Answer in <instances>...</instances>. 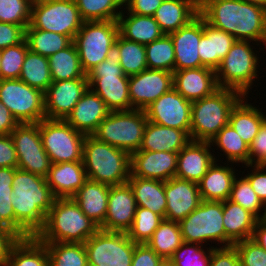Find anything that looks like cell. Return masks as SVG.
Segmentation results:
<instances>
[{
	"mask_svg": "<svg viewBox=\"0 0 266 266\" xmlns=\"http://www.w3.org/2000/svg\"><path fill=\"white\" fill-rule=\"evenodd\" d=\"M15 228L24 236H36L44 227L55 197L45 177L17 168L12 184Z\"/></svg>",
	"mask_w": 266,
	"mask_h": 266,
	"instance_id": "cell-1",
	"label": "cell"
},
{
	"mask_svg": "<svg viewBox=\"0 0 266 266\" xmlns=\"http://www.w3.org/2000/svg\"><path fill=\"white\" fill-rule=\"evenodd\" d=\"M199 14L236 40L260 44L266 34V9L242 0H199Z\"/></svg>",
	"mask_w": 266,
	"mask_h": 266,
	"instance_id": "cell-2",
	"label": "cell"
},
{
	"mask_svg": "<svg viewBox=\"0 0 266 266\" xmlns=\"http://www.w3.org/2000/svg\"><path fill=\"white\" fill-rule=\"evenodd\" d=\"M100 227L89 219L73 198H55L44 227L36 235L42 243H83Z\"/></svg>",
	"mask_w": 266,
	"mask_h": 266,
	"instance_id": "cell-3",
	"label": "cell"
},
{
	"mask_svg": "<svg viewBox=\"0 0 266 266\" xmlns=\"http://www.w3.org/2000/svg\"><path fill=\"white\" fill-rule=\"evenodd\" d=\"M83 163L87 179L109 186L124 184L131 175V155L93 135L84 139Z\"/></svg>",
	"mask_w": 266,
	"mask_h": 266,
	"instance_id": "cell-4",
	"label": "cell"
},
{
	"mask_svg": "<svg viewBox=\"0 0 266 266\" xmlns=\"http://www.w3.org/2000/svg\"><path fill=\"white\" fill-rule=\"evenodd\" d=\"M243 97L235 90L219 88L212 95L192 102L191 140L210 142L229 124L232 109Z\"/></svg>",
	"mask_w": 266,
	"mask_h": 266,
	"instance_id": "cell-5",
	"label": "cell"
},
{
	"mask_svg": "<svg viewBox=\"0 0 266 266\" xmlns=\"http://www.w3.org/2000/svg\"><path fill=\"white\" fill-rule=\"evenodd\" d=\"M119 34L104 61L87 73L89 88L103 99L110 111H129V76L120 66Z\"/></svg>",
	"mask_w": 266,
	"mask_h": 266,
	"instance_id": "cell-6",
	"label": "cell"
},
{
	"mask_svg": "<svg viewBox=\"0 0 266 266\" xmlns=\"http://www.w3.org/2000/svg\"><path fill=\"white\" fill-rule=\"evenodd\" d=\"M253 44L259 46L258 43L247 40H236L233 43L215 71L219 88L232 89L248 97L255 79L259 78L258 70H261L260 55H257L261 52L253 50L256 49Z\"/></svg>",
	"mask_w": 266,
	"mask_h": 266,
	"instance_id": "cell-7",
	"label": "cell"
},
{
	"mask_svg": "<svg viewBox=\"0 0 266 266\" xmlns=\"http://www.w3.org/2000/svg\"><path fill=\"white\" fill-rule=\"evenodd\" d=\"M147 122L145 110L110 111L93 136L131 155L142 145Z\"/></svg>",
	"mask_w": 266,
	"mask_h": 266,
	"instance_id": "cell-8",
	"label": "cell"
},
{
	"mask_svg": "<svg viewBox=\"0 0 266 266\" xmlns=\"http://www.w3.org/2000/svg\"><path fill=\"white\" fill-rule=\"evenodd\" d=\"M178 223L183 242L202 245L217 242L219 247H225L223 201L202 200L194 211Z\"/></svg>",
	"mask_w": 266,
	"mask_h": 266,
	"instance_id": "cell-9",
	"label": "cell"
},
{
	"mask_svg": "<svg viewBox=\"0 0 266 266\" xmlns=\"http://www.w3.org/2000/svg\"><path fill=\"white\" fill-rule=\"evenodd\" d=\"M119 34L117 20L84 21L73 40L82 70L87 74L104 61Z\"/></svg>",
	"mask_w": 266,
	"mask_h": 266,
	"instance_id": "cell-10",
	"label": "cell"
},
{
	"mask_svg": "<svg viewBox=\"0 0 266 266\" xmlns=\"http://www.w3.org/2000/svg\"><path fill=\"white\" fill-rule=\"evenodd\" d=\"M42 145L52 163L83 162L86 135L63 119H42L39 122Z\"/></svg>",
	"mask_w": 266,
	"mask_h": 266,
	"instance_id": "cell-11",
	"label": "cell"
},
{
	"mask_svg": "<svg viewBox=\"0 0 266 266\" xmlns=\"http://www.w3.org/2000/svg\"><path fill=\"white\" fill-rule=\"evenodd\" d=\"M0 101L19 124L46 118L44 93L20 79H0Z\"/></svg>",
	"mask_w": 266,
	"mask_h": 266,
	"instance_id": "cell-12",
	"label": "cell"
},
{
	"mask_svg": "<svg viewBox=\"0 0 266 266\" xmlns=\"http://www.w3.org/2000/svg\"><path fill=\"white\" fill-rule=\"evenodd\" d=\"M83 22L74 0H50L31 7L27 28L59 33L74 40Z\"/></svg>",
	"mask_w": 266,
	"mask_h": 266,
	"instance_id": "cell-13",
	"label": "cell"
},
{
	"mask_svg": "<svg viewBox=\"0 0 266 266\" xmlns=\"http://www.w3.org/2000/svg\"><path fill=\"white\" fill-rule=\"evenodd\" d=\"M135 245L127 233L99 229L84 242L88 266H131Z\"/></svg>",
	"mask_w": 266,
	"mask_h": 266,
	"instance_id": "cell-14",
	"label": "cell"
},
{
	"mask_svg": "<svg viewBox=\"0 0 266 266\" xmlns=\"http://www.w3.org/2000/svg\"><path fill=\"white\" fill-rule=\"evenodd\" d=\"M10 136L18 159L17 168L46 178L52 162L42 145L39 123L19 124Z\"/></svg>",
	"mask_w": 266,
	"mask_h": 266,
	"instance_id": "cell-15",
	"label": "cell"
},
{
	"mask_svg": "<svg viewBox=\"0 0 266 266\" xmlns=\"http://www.w3.org/2000/svg\"><path fill=\"white\" fill-rule=\"evenodd\" d=\"M192 102L174 87L145 109L147 120L155 124L185 130L190 135Z\"/></svg>",
	"mask_w": 266,
	"mask_h": 266,
	"instance_id": "cell-16",
	"label": "cell"
},
{
	"mask_svg": "<svg viewBox=\"0 0 266 266\" xmlns=\"http://www.w3.org/2000/svg\"><path fill=\"white\" fill-rule=\"evenodd\" d=\"M173 88V73L165 70L145 69L129 76L131 110H145L161 95Z\"/></svg>",
	"mask_w": 266,
	"mask_h": 266,
	"instance_id": "cell-17",
	"label": "cell"
},
{
	"mask_svg": "<svg viewBox=\"0 0 266 266\" xmlns=\"http://www.w3.org/2000/svg\"><path fill=\"white\" fill-rule=\"evenodd\" d=\"M89 88L82 78L53 81L44 93L46 119H65Z\"/></svg>",
	"mask_w": 266,
	"mask_h": 266,
	"instance_id": "cell-18",
	"label": "cell"
},
{
	"mask_svg": "<svg viewBox=\"0 0 266 266\" xmlns=\"http://www.w3.org/2000/svg\"><path fill=\"white\" fill-rule=\"evenodd\" d=\"M136 201L128 182L110 186L107 213L101 230L127 233L132 227Z\"/></svg>",
	"mask_w": 266,
	"mask_h": 266,
	"instance_id": "cell-19",
	"label": "cell"
},
{
	"mask_svg": "<svg viewBox=\"0 0 266 266\" xmlns=\"http://www.w3.org/2000/svg\"><path fill=\"white\" fill-rule=\"evenodd\" d=\"M203 35V17L198 14L187 25L170 33L175 51L174 71L203 67L198 44Z\"/></svg>",
	"mask_w": 266,
	"mask_h": 266,
	"instance_id": "cell-20",
	"label": "cell"
},
{
	"mask_svg": "<svg viewBox=\"0 0 266 266\" xmlns=\"http://www.w3.org/2000/svg\"><path fill=\"white\" fill-rule=\"evenodd\" d=\"M178 153L136 151L131 154V175L143 179L167 181L176 177Z\"/></svg>",
	"mask_w": 266,
	"mask_h": 266,
	"instance_id": "cell-21",
	"label": "cell"
},
{
	"mask_svg": "<svg viewBox=\"0 0 266 266\" xmlns=\"http://www.w3.org/2000/svg\"><path fill=\"white\" fill-rule=\"evenodd\" d=\"M166 215L165 219L181 221L202 202L198 183L171 178L165 181Z\"/></svg>",
	"mask_w": 266,
	"mask_h": 266,
	"instance_id": "cell-22",
	"label": "cell"
},
{
	"mask_svg": "<svg viewBox=\"0 0 266 266\" xmlns=\"http://www.w3.org/2000/svg\"><path fill=\"white\" fill-rule=\"evenodd\" d=\"M213 149L210 142L191 140L178 153L176 178L198 183L215 160L219 162Z\"/></svg>",
	"mask_w": 266,
	"mask_h": 266,
	"instance_id": "cell-23",
	"label": "cell"
},
{
	"mask_svg": "<svg viewBox=\"0 0 266 266\" xmlns=\"http://www.w3.org/2000/svg\"><path fill=\"white\" fill-rule=\"evenodd\" d=\"M109 113L103 99L88 88L64 120L80 133L93 135Z\"/></svg>",
	"mask_w": 266,
	"mask_h": 266,
	"instance_id": "cell-24",
	"label": "cell"
},
{
	"mask_svg": "<svg viewBox=\"0 0 266 266\" xmlns=\"http://www.w3.org/2000/svg\"><path fill=\"white\" fill-rule=\"evenodd\" d=\"M173 87L190 102L210 96L219 89L215 71L207 67L174 71Z\"/></svg>",
	"mask_w": 266,
	"mask_h": 266,
	"instance_id": "cell-25",
	"label": "cell"
},
{
	"mask_svg": "<svg viewBox=\"0 0 266 266\" xmlns=\"http://www.w3.org/2000/svg\"><path fill=\"white\" fill-rule=\"evenodd\" d=\"M46 180L55 198H72L87 180L84 163H52Z\"/></svg>",
	"mask_w": 266,
	"mask_h": 266,
	"instance_id": "cell-26",
	"label": "cell"
},
{
	"mask_svg": "<svg viewBox=\"0 0 266 266\" xmlns=\"http://www.w3.org/2000/svg\"><path fill=\"white\" fill-rule=\"evenodd\" d=\"M222 163L224 164L217 163L215 160L206 174L198 182L199 193L202 200L226 201L229 199L232 184L237 176L236 174H238V170L235 169L234 163Z\"/></svg>",
	"mask_w": 266,
	"mask_h": 266,
	"instance_id": "cell-27",
	"label": "cell"
},
{
	"mask_svg": "<svg viewBox=\"0 0 266 266\" xmlns=\"http://www.w3.org/2000/svg\"><path fill=\"white\" fill-rule=\"evenodd\" d=\"M235 41L231 34L211 26L203 18V35L198 44L201 65L216 71Z\"/></svg>",
	"mask_w": 266,
	"mask_h": 266,
	"instance_id": "cell-28",
	"label": "cell"
},
{
	"mask_svg": "<svg viewBox=\"0 0 266 266\" xmlns=\"http://www.w3.org/2000/svg\"><path fill=\"white\" fill-rule=\"evenodd\" d=\"M191 141L185 130L171 128L148 121L142 145L138 151L179 153Z\"/></svg>",
	"mask_w": 266,
	"mask_h": 266,
	"instance_id": "cell-29",
	"label": "cell"
},
{
	"mask_svg": "<svg viewBox=\"0 0 266 266\" xmlns=\"http://www.w3.org/2000/svg\"><path fill=\"white\" fill-rule=\"evenodd\" d=\"M199 14V0H164L154 19L165 34L177 31Z\"/></svg>",
	"mask_w": 266,
	"mask_h": 266,
	"instance_id": "cell-30",
	"label": "cell"
},
{
	"mask_svg": "<svg viewBox=\"0 0 266 266\" xmlns=\"http://www.w3.org/2000/svg\"><path fill=\"white\" fill-rule=\"evenodd\" d=\"M110 186L87 179L72 197L81 211L99 227L107 213Z\"/></svg>",
	"mask_w": 266,
	"mask_h": 266,
	"instance_id": "cell-31",
	"label": "cell"
},
{
	"mask_svg": "<svg viewBox=\"0 0 266 266\" xmlns=\"http://www.w3.org/2000/svg\"><path fill=\"white\" fill-rule=\"evenodd\" d=\"M257 218L242 206L223 201V225L225 228V247L252 237Z\"/></svg>",
	"mask_w": 266,
	"mask_h": 266,
	"instance_id": "cell-32",
	"label": "cell"
},
{
	"mask_svg": "<svg viewBox=\"0 0 266 266\" xmlns=\"http://www.w3.org/2000/svg\"><path fill=\"white\" fill-rule=\"evenodd\" d=\"M117 22L122 37L142 45L158 40L165 34L153 16L133 14L122 9Z\"/></svg>",
	"mask_w": 266,
	"mask_h": 266,
	"instance_id": "cell-33",
	"label": "cell"
},
{
	"mask_svg": "<svg viewBox=\"0 0 266 266\" xmlns=\"http://www.w3.org/2000/svg\"><path fill=\"white\" fill-rule=\"evenodd\" d=\"M265 121V113L255 105L249 104L247 96H244L234 106L229 117V124L248 146L259 133Z\"/></svg>",
	"mask_w": 266,
	"mask_h": 266,
	"instance_id": "cell-34",
	"label": "cell"
},
{
	"mask_svg": "<svg viewBox=\"0 0 266 266\" xmlns=\"http://www.w3.org/2000/svg\"><path fill=\"white\" fill-rule=\"evenodd\" d=\"M127 182L133 190L138 207L149 209L165 218L167 207L165 181L130 177Z\"/></svg>",
	"mask_w": 266,
	"mask_h": 266,
	"instance_id": "cell-35",
	"label": "cell"
},
{
	"mask_svg": "<svg viewBox=\"0 0 266 266\" xmlns=\"http://www.w3.org/2000/svg\"><path fill=\"white\" fill-rule=\"evenodd\" d=\"M7 266H49L48 250L36 236L25 237L13 246Z\"/></svg>",
	"mask_w": 266,
	"mask_h": 266,
	"instance_id": "cell-36",
	"label": "cell"
},
{
	"mask_svg": "<svg viewBox=\"0 0 266 266\" xmlns=\"http://www.w3.org/2000/svg\"><path fill=\"white\" fill-rule=\"evenodd\" d=\"M52 81L82 78V70L77 48L72 42L68 47L48 57Z\"/></svg>",
	"mask_w": 266,
	"mask_h": 266,
	"instance_id": "cell-37",
	"label": "cell"
},
{
	"mask_svg": "<svg viewBox=\"0 0 266 266\" xmlns=\"http://www.w3.org/2000/svg\"><path fill=\"white\" fill-rule=\"evenodd\" d=\"M212 147H217L216 150L223 152L220 156H226V161L235 163L238 166L239 163L244 165L249 164V146L240 138L234 128L227 124L223 127L217 135L210 141ZM215 145V146H214Z\"/></svg>",
	"mask_w": 266,
	"mask_h": 266,
	"instance_id": "cell-38",
	"label": "cell"
},
{
	"mask_svg": "<svg viewBox=\"0 0 266 266\" xmlns=\"http://www.w3.org/2000/svg\"><path fill=\"white\" fill-rule=\"evenodd\" d=\"M182 243L179 223L164 218L146 244L161 258L170 259Z\"/></svg>",
	"mask_w": 266,
	"mask_h": 266,
	"instance_id": "cell-39",
	"label": "cell"
},
{
	"mask_svg": "<svg viewBox=\"0 0 266 266\" xmlns=\"http://www.w3.org/2000/svg\"><path fill=\"white\" fill-rule=\"evenodd\" d=\"M19 79L45 93L53 82L48 57L28 50L24 58Z\"/></svg>",
	"mask_w": 266,
	"mask_h": 266,
	"instance_id": "cell-40",
	"label": "cell"
},
{
	"mask_svg": "<svg viewBox=\"0 0 266 266\" xmlns=\"http://www.w3.org/2000/svg\"><path fill=\"white\" fill-rule=\"evenodd\" d=\"M25 39L31 52L45 57L65 49L73 42L69 36L35 28L25 29Z\"/></svg>",
	"mask_w": 266,
	"mask_h": 266,
	"instance_id": "cell-41",
	"label": "cell"
},
{
	"mask_svg": "<svg viewBox=\"0 0 266 266\" xmlns=\"http://www.w3.org/2000/svg\"><path fill=\"white\" fill-rule=\"evenodd\" d=\"M49 256V266H88L83 243H44Z\"/></svg>",
	"mask_w": 266,
	"mask_h": 266,
	"instance_id": "cell-42",
	"label": "cell"
},
{
	"mask_svg": "<svg viewBox=\"0 0 266 266\" xmlns=\"http://www.w3.org/2000/svg\"><path fill=\"white\" fill-rule=\"evenodd\" d=\"M83 21L117 20L124 0H74ZM119 9V10H118Z\"/></svg>",
	"mask_w": 266,
	"mask_h": 266,
	"instance_id": "cell-43",
	"label": "cell"
},
{
	"mask_svg": "<svg viewBox=\"0 0 266 266\" xmlns=\"http://www.w3.org/2000/svg\"><path fill=\"white\" fill-rule=\"evenodd\" d=\"M17 168H0V227L14 232L20 239L25 238L15 228V212L12 206V184Z\"/></svg>",
	"mask_w": 266,
	"mask_h": 266,
	"instance_id": "cell-44",
	"label": "cell"
},
{
	"mask_svg": "<svg viewBox=\"0 0 266 266\" xmlns=\"http://www.w3.org/2000/svg\"><path fill=\"white\" fill-rule=\"evenodd\" d=\"M145 49L148 69L174 72L175 51L170 34H164L158 40L145 45Z\"/></svg>",
	"mask_w": 266,
	"mask_h": 266,
	"instance_id": "cell-45",
	"label": "cell"
},
{
	"mask_svg": "<svg viewBox=\"0 0 266 266\" xmlns=\"http://www.w3.org/2000/svg\"><path fill=\"white\" fill-rule=\"evenodd\" d=\"M239 176L241 175L237 174L233 181L228 200L242 206L245 210L251 212L258 220L265 219L266 206L257 197L249 180L245 176H241V178Z\"/></svg>",
	"mask_w": 266,
	"mask_h": 266,
	"instance_id": "cell-46",
	"label": "cell"
},
{
	"mask_svg": "<svg viewBox=\"0 0 266 266\" xmlns=\"http://www.w3.org/2000/svg\"><path fill=\"white\" fill-rule=\"evenodd\" d=\"M120 66L126 76L147 69L145 45L130 41L119 34Z\"/></svg>",
	"mask_w": 266,
	"mask_h": 266,
	"instance_id": "cell-47",
	"label": "cell"
},
{
	"mask_svg": "<svg viewBox=\"0 0 266 266\" xmlns=\"http://www.w3.org/2000/svg\"><path fill=\"white\" fill-rule=\"evenodd\" d=\"M162 220L160 215L137 206L132 227L127 234L136 244L147 243Z\"/></svg>",
	"mask_w": 266,
	"mask_h": 266,
	"instance_id": "cell-48",
	"label": "cell"
},
{
	"mask_svg": "<svg viewBox=\"0 0 266 266\" xmlns=\"http://www.w3.org/2000/svg\"><path fill=\"white\" fill-rule=\"evenodd\" d=\"M28 50L26 39L17 45L1 50L0 79H19Z\"/></svg>",
	"mask_w": 266,
	"mask_h": 266,
	"instance_id": "cell-49",
	"label": "cell"
},
{
	"mask_svg": "<svg viewBox=\"0 0 266 266\" xmlns=\"http://www.w3.org/2000/svg\"><path fill=\"white\" fill-rule=\"evenodd\" d=\"M204 246L199 243L183 242L170 259L175 266H210L211 249L214 246L209 245V248Z\"/></svg>",
	"mask_w": 266,
	"mask_h": 266,
	"instance_id": "cell-50",
	"label": "cell"
},
{
	"mask_svg": "<svg viewBox=\"0 0 266 266\" xmlns=\"http://www.w3.org/2000/svg\"><path fill=\"white\" fill-rule=\"evenodd\" d=\"M31 7L28 0H0V22L26 29L30 24Z\"/></svg>",
	"mask_w": 266,
	"mask_h": 266,
	"instance_id": "cell-51",
	"label": "cell"
},
{
	"mask_svg": "<svg viewBox=\"0 0 266 266\" xmlns=\"http://www.w3.org/2000/svg\"><path fill=\"white\" fill-rule=\"evenodd\" d=\"M233 245L239 254L241 266H266V250L251 238Z\"/></svg>",
	"mask_w": 266,
	"mask_h": 266,
	"instance_id": "cell-52",
	"label": "cell"
},
{
	"mask_svg": "<svg viewBox=\"0 0 266 266\" xmlns=\"http://www.w3.org/2000/svg\"><path fill=\"white\" fill-rule=\"evenodd\" d=\"M249 164L266 167V121L249 145Z\"/></svg>",
	"mask_w": 266,
	"mask_h": 266,
	"instance_id": "cell-53",
	"label": "cell"
},
{
	"mask_svg": "<svg viewBox=\"0 0 266 266\" xmlns=\"http://www.w3.org/2000/svg\"><path fill=\"white\" fill-rule=\"evenodd\" d=\"M210 266H241L239 254L234 245L211 249Z\"/></svg>",
	"mask_w": 266,
	"mask_h": 266,
	"instance_id": "cell-54",
	"label": "cell"
},
{
	"mask_svg": "<svg viewBox=\"0 0 266 266\" xmlns=\"http://www.w3.org/2000/svg\"><path fill=\"white\" fill-rule=\"evenodd\" d=\"M253 167L245 177L249 180L251 187L257 194V197L266 206V167L256 164H247L245 168Z\"/></svg>",
	"mask_w": 266,
	"mask_h": 266,
	"instance_id": "cell-55",
	"label": "cell"
},
{
	"mask_svg": "<svg viewBox=\"0 0 266 266\" xmlns=\"http://www.w3.org/2000/svg\"><path fill=\"white\" fill-rule=\"evenodd\" d=\"M25 39V29L12 23L0 22V50L21 43Z\"/></svg>",
	"mask_w": 266,
	"mask_h": 266,
	"instance_id": "cell-56",
	"label": "cell"
},
{
	"mask_svg": "<svg viewBox=\"0 0 266 266\" xmlns=\"http://www.w3.org/2000/svg\"><path fill=\"white\" fill-rule=\"evenodd\" d=\"M161 259L146 243L136 244L131 266H157Z\"/></svg>",
	"mask_w": 266,
	"mask_h": 266,
	"instance_id": "cell-57",
	"label": "cell"
},
{
	"mask_svg": "<svg viewBox=\"0 0 266 266\" xmlns=\"http://www.w3.org/2000/svg\"><path fill=\"white\" fill-rule=\"evenodd\" d=\"M18 159L12 137L0 135V168H17Z\"/></svg>",
	"mask_w": 266,
	"mask_h": 266,
	"instance_id": "cell-58",
	"label": "cell"
},
{
	"mask_svg": "<svg viewBox=\"0 0 266 266\" xmlns=\"http://www.w3.org/2000/svg\"><path fill=\"white\" fill-rule=\"evenodd\" d=\"M164 0H124V10L133 14L153 16Z\"/></svg>",
	"mask_w": 266,
	"mask_h": 266,
	"instance_id": "cell-59",
	"label": "cell"
},
{
	"mask_svg": "<svg viewBox=\"0 0 266 266\" xmlns=\"http://www.w3.org/2000/svg\"><path fill=\"white\" fill-rule=\"evenodd\" d=\"M19 240L14 232L0 227V261L7 262L13 246Z\"/></svg>",
	"mask_w": 266,
	"mask_h": 266,
	"instance_id": "cell-60",
	"label": "cell"
},
{
	"mask_svg": "<svg viewBox=\"0 0 266 266\" xmlns=\"http://www.w3.org/2000/svg\"><path fill=\"white\" fill-rule=\"evenodd\" d=\"M18 125L10 110L0 101V135H9Z\"/></svg>",
	"mask_w": 266,
	"mask_h": 266,
	"instance_id": "cell-61",
	"label": "cell"
},
{
	"mask_svg": "<svg viewBox=\"0 0 266 266\" xmlns=\"http://www.w3.org/2000/svg\"><path fill=\"white\" fill-rule=\"evenodd\" d=\"M251 239L266 250V218L257 220Z\"/></svg>",
	"mask_w": 266,
	"mask_h": 266,
	"instance_id": "cell-62",
	"label": "cell"
},
{
	"mask_svg": "<svg viewBox=\"0 0 266 266\" xmlns=\"http://www.w3.org/2000/svg\"><path fill=\"white\" fill-rule=\"evenodd\" d=\"M157 266H175L171 259L162 258Z\"/></svg>",
	"mask_w": 266,
	"mask_h": 266,
	"instance_id": "cell-63",
	"label": "cell"
},
{
	"mask_svg": "<svg viewBox=\"0 0 266 266\" xmlns=\"http://www.w3.org/2000/svg\"><path fill=\"white\" fill-rule=\"evenodd\" d=\"M251 4H256L266 9V0H242Z\"/></svg>",
	"mask_w": 266,
	"mask_h": 266,
	"instance_id": "cell-64",
	"label": "cell"
},
{
	"mask_svg": "<svg viewBox=\"0 0 266 266\" xmlns=\"http://www.w3.org/2000/svg\"><path fill=\"white\" fill-rule=\"evenodd\" d=\"M28 1L33 6L35 4L47 2V1H50V0H28Z\"/></svg>",
	"mask_w": 266,
	"mask_h": 266,
	"instance_id": "cell-65",
	"label": "cell"
},
{
	"mask_svg": "<svg viewBox=\"0 0 266 266\" xmlns=\"http://www.w3.org/2000/svg\"><path fill=\"white\" fill-rule=\"evenodd\" d=\"M262 43V44H261ZM260 47H261V45H263V46H265V47H261V49H260V47H259V50L260 51H262L264 48H266V34L263 36V39L261 40V42H260Z\"/></svg>",
	"mask_w": 266,
	"mask_h": 266,
	"instance_id": "cell-66",
	"label": "cell"
},
{
	"mask_svg": "<svg viewBox=\"0 0 266 266\" xmlns=\"http://www.w3.org/2000/svg\"><path fill=\"white\" fill-rule=\"evenodd\" d=\"M0 266H7V262L0 261Z\"/></svg>",
	"mask_w": 266,
	"mask_h": 266,
	"instance_id": "cell-67",
	"label": "cell"
}]
</instances>
